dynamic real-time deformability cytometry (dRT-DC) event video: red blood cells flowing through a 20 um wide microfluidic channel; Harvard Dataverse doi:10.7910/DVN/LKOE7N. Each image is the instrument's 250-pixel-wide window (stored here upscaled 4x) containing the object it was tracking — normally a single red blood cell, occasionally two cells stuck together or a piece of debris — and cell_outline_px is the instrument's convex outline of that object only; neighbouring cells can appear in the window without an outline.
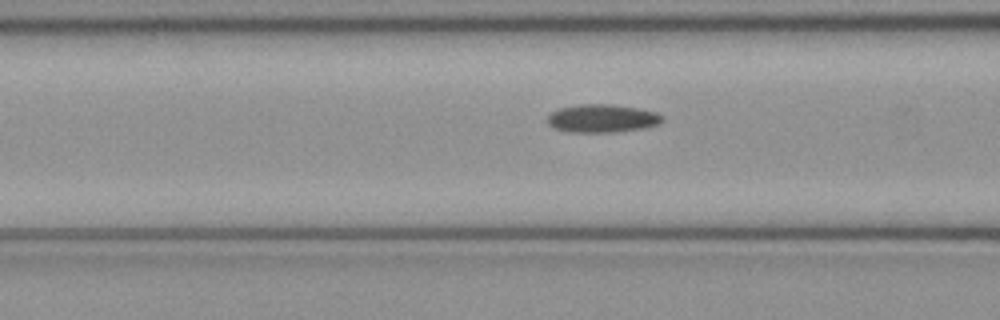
{"species": "common noctule bat (a hibernating species)", "species_latin": "Nyctalus noctula", "temperature_condition": "cold", "stored_images_in_passage": 26, "camera_frame_rate_fps": 3000, "um_per_image_px": 0.085, "animal": {"sex": "female", "body_mass_g": 21.9}, "frame": {"image": 1, "passage_image": 11, "time_ms": 3.333, "image_size_px": [1000, 320], "cell_outline_px": [[664, 120], [660, 124], [644, 128], [616, 132], [568, 132], [552, 128], [548, 124], [548, 116], [552, 112], [560, 108], [580, 104], [612, 104], [640, 108], [656, 112], [664, 116]], "centroid_in_image_um": [51.22, 10.06], "position_along_channel_um": 115.4, "area_um2": 19.07}}
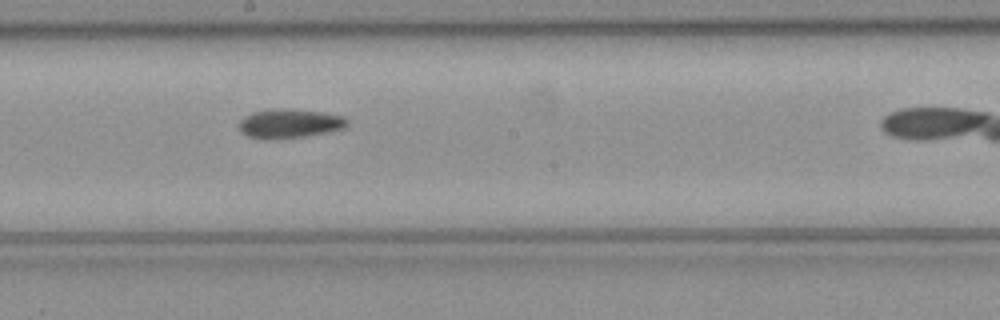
{"frame": {"image": 2, "passage_image": 19, "time_ms": 6.0, "image_size_px": [1000, 320], "cell_outline_px": [[348, 124], [344, 128], [304, 136], [276, 140], [268, 140], [248, 136], [240, 132], [236, 124], [244, 116], [252, 112], [272, 108], [288, 108], [324, 112], [344, 116], [348, 120]], "centroid_in_image_um": [24.55, 10.49], "position_along_channel_um": 223.7, "area_um2": 18.79}}
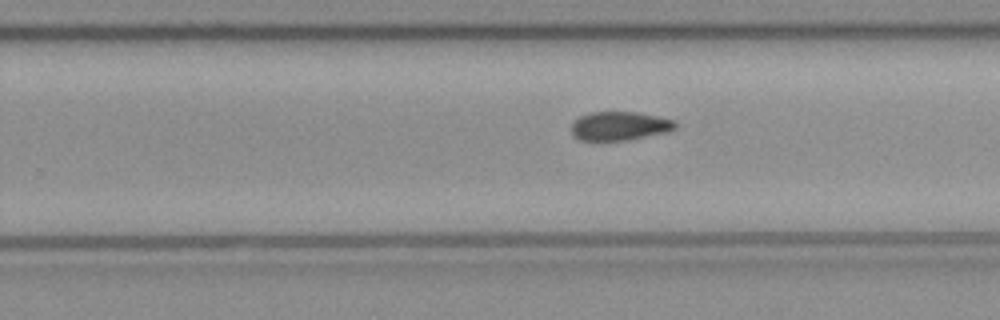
{"frame": {"image": 3, "passage_image": 23, "time_ms": 7.333, "image_size_px": [1000, 320], "cell_outline_px": [[676, 128], [668, 132], [628, 140], [580, 140], [572, 132], [572, 124], [580, 116], [588, 112], [636, 112], [656, 116], [672, 120], [676, 124]], "centroid_in_image_um": [52.67, 10.7], "position_along_channel_um": 277.1, "area_um2": 17.22}}